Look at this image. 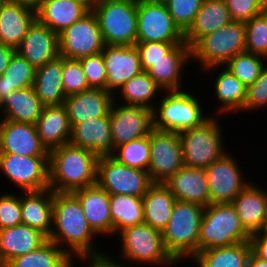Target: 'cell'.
Here are the masks:
<instances>
[{"label":"cell","mask_w":267,"mask_h":267,"mask_svg":"<svg viewBox=\"0 0 267 267\" xmlns=\"http://www.w3.org/2000/svg\"><path fill=\"white\" fill-rule=\"evenodd\" d=\"M245 22L232 21L214 32L202 36L191 47V60H197L202 70L224 66L232 57L245 52Z\"/></svg>","instance_id":"52a82bcc"},{"label":"cell","mask_w":267,"mask_h":267,"mask_svg":"<svg viewBox=\"0 0 267 267\" xmlns=\"http://www.w3.org/2000/svg\"><path fill=\"white\" fill-rule=\"evenodd\" d=\"M0 170L22 192L49 188V156L0 153Z\"/></svg>","instance_id":"4fadbf2b"},{"label":"cell","mask_w":267,"mask_h":267,"mask_svg":"<svg viewBox=\"0 0 267 267\" xmlns=\"http://www.w3.org/2000/svg\"><path fill=\"white\" fill-rule=\"evenodd\" d=\"M264 10L267 9V0H255Z\"/></svg>","instance_id":"680465c9"},{"label":"cell","mask_w":267,"mask_h":267,"mask_svg":"<svg viewBox=\"0 0 267 267\" xmlns=\"http://www.w3.org/2000/svg\"><path fill=\"white\" fill-rule=\"evenodd\" d=\"M265 60L267 58L245 51L232 57L224 66H213L204 70L210 72L211 69L215 71V68L225 67L248 88L260 76Z\"/></svg>","instance_id":"60d3db41"},{"label":"cell","mask_w":267,"mask_h":267,"mask_svg":"<svg viewBox=\"0 0 267 267\" xmlns=\"http://www.w3.org/2000/svg\"><path fill=\"white\" fill-rule=\"evenodd\" d=\"M250 244L252 252L267 261V232L261 231L251 235Z\"/></svg>","instance_id":"f5cc1de1"},{"label":"cell","mask_w":267,"mask_h":267,"mask_svg":"<svg viewBox=\"0 0 267 267\" xmlns=\"http://www.w3.org/2000/svg\"><path fill=\"white\" fill-rule=\"evenodd\" d=\"M114 100L115 94L99 88H90L68 95L63 105L66 108L71 128L89 119L108 115Z\"/></svg>","instance_id":"ffe728a7"},{"label":"cell","mask_w":267,"mask_h":267,"mask_svg":"<svg viewBox=\"0 0 267 267\" xmlns=\"http://www.w3.org/2000/svg\"><path fill=\"white\" fill-rule=\"evenodd\" d=\"M43 108L44 105L36 95L33 86L12 91L0 102L2 120L22 123L36 124Z\"/></svg>","instance_id":"1f68e13d"},{"label":"cell","mask_w":267,"mask_h":267,"mask_svg":"<svg viewBox=\"0 0 267 267\" xmlns=\"http://www.w3.org/2000/svg\"><path fill=\"white\" fill-rule=\"evenodd\" d=\"M116 99L109 111L114 148L147 136L154 129L153 110L144 106L120 105L115 102Z\"/></svg>","instance_id":"9a60e30c"},{"label":"cell","mask_w":267,"mask_h":267,"mask_svg":"<svg viewBox=\"0 0 267 267\" xmlns=\"http://www.w3.org/2000/svg\"><path fill=\"white\" fill-rule=\"evenodd\" d=\"M175 202V196L163 183H154L142 197L144 223L162 232Z\"/></svg>","instance_id":"836d02e7"},{"label":"cell","mask_w":267,"mask_h":267,"mask_svg":"<svg viewBox=\"0 0 267 267\" xmlns=\"http://www.w3.org/2000/svg\"><path fill=\"white\" fill-rule=\"evenodd\" d=\"M165 93L159 100L160 104L153 109L154 129L180 133L201 126L210 118L204 116L201 103L189 91L171 90Z\"/></svg>","instance_id":"8992f818"},{"label":"cell","mask_w":267,"mask_h":267,"mask_svg":"<svg viewBox=\"0 0 267 267\" xmlns=\"http://www.w3.org/2000/svg\"><path fill=\"white\" fill-rule=\"evenodd\" d=\"M251 252L250 241H246L200 251L192 258V262L194 260L199 267H248Z\"/></svg>","instance_id":"e575fe53"},{"label":"cell","mask_w":267,"mask_h":267,"mask_svg":"<svg viewBox=\"0 0 267 267\" xmlns=\"http://www.w3.org/2000/svg\"><path fill=\"white\" fill-rule=\"evenodd\" d=\"M73 1L83 2L91 10L96 0H73Z\"/></svg>","instance_id":"6f0895ef"},{"label":"cell","mask_w":267,"mask_h":267,"mask_svg":"<svg viewBox=\"0 0 267 267\" xmlns=\"http://www.w3.org/2000/svg\"><path fill=\"white\" fill-rule=\"evenodd\" d=\"M90 9L73 0H45L36 10V19L58 35L86 15Z\"/></svg>","instance_id":"f546056e"},{"label":"cell","mask_w":267,"mask_h":267,"mask_svg":"<svg viewBox=\"0 0 267 267\" xmlns=\"http://www.w3.org/2000/svg\"><path fill=\"white\" fill-rule=\"evenodd\" d=\"M118 235L123 261L144 263L147 265L175 266L177 262L167 252L160 230L142 223L121 230Z\"/></svg>","instance_id":"9c48e42d"},{"label":"cell","mask_w":267,"mask_h":267,"mask_svg":"<svg viewBox=\"0 0 267 267\" xmlns=\"http://www.w3.org/2000/svg\"><path fill=\"white\" fill-rule=\"evenodd\" d=\"M98 156L89 149L67 143L49 151V188L74 192L97 183Z\"/></svg>","instance_id":"7a4b0ae2"},{"label":"cell","mask_w":267,"mask_h":267,"mask_svg":"<svg viewBox=\"0 0 267 267\" xmlns=\"http://www.w3.org/2000/svg\"><path fill=\"white\" fill-rule=\"evenodd\" d=\"M96 235L88 224L78 197L72 192H54L53 228L48 240L73 259L104 254L93 245Z\"/></svg>","instance_id":"6da1fadb"},{"label":"cell","mask_w":267,"mask_h":267,"mask_svg":"<svg viewBox=\"0 0 267 267\" xmlns=\"http://www.w3.org/2000/svg\"><path fill=\"white\" fill-rule=\"evenodd\" d=\"M185 42L163 0H137L136 42Z\"/></svg>","instance_id":"8fae6325"},{"label":"cell","mask_w":267,"mask_h":267,"mask_svg":"<svg viewBox=\"0 0 267 267\" xmlns=\"http://www.w3.org/2000/svg\"><path fill=\"white\" fill-rule=\"evenodd\" d=\"M174 23L184 33L192 24L204 0H163Z\"/></svg>","instance_id":"ee69618b"},{"label":"cell","mask_w":267,"mask_h":267,"mask_svg":"<svg viewBox=\"0 0 267 267\" xmlns=\"http://www.w3.org/2000/svg\"><path fill=\"white\" fill-rule=\"evenodd\" d=\"M79 199L89 226L97 235H114L110 194L97 183L73 192Z\"/></svg>","instance_id":"7402d4cb"},{"label":"cell","mask_w":267,"mask_h":267,"mask_svg":"<svg viewBox=\"0 0 267 267\" xmlns=\"http://www.w3.org/2000/svg\"><path fill=\"white\" fill-rule=\"evenodd\" d=\"M217 76L213 88L215 89L214 95L221 105L216 113L223 115L232 111L239 113V110L242 111L244 108L247 87L226 68L221 70Z\"/></svg>","instance_id":"d590c367"},{"label":"cell","mask_w":267,"mask_h":267,"mask_svg":"<svg viewBox=\"0 0 267 267\" xmlns=\"http://www.w3.org/2000/svg\"><path fill=\"white\" fill-rule=\"evenodd\" d=\"M11 1L29 7L36 11L43 4L45 0H11Z\"/></svg>","instance_id":"11a10c76"},{"label":"cell","mask_w":267,"mask_h":267,"mask_svg":"<svg viewBox=\"0 0 267 267\" xmlns=\"http://www.w3.org/2000/svg\"><path fill=\"white\" fill-rule=\"evenodd\" d=\"M245 51L267 58V9L245 22Z\"/></svg>","instance_id":"7bdbcfd3"},{"label":"cell","mask_w":267,"mask_h":267,"mask_svg":"<svg viewBox=\"0 0 267 267\" xmlns=\"http://www.w3.org/2000/svg\"><path fill=\"white\" fill-rule=\"evenodd\" d=\"M201 126L179 133L186 167L206 169L226 154L223 133L216 116L209 115Z\"/></svg>","instance_id":"ba28073f"},{"label":"cell","mask_w":267,"mask_h":267,"mask_svg":"<svg viewBox=\"0 0 267 267\" xmlns=\"http://www.w3.org/2000/svg\"><path fill=\"white\" fill-rule=\"evenodd\" d=\"M35 20V10L7 0L0 12V42L16 49Z\"/></svg>","instance_id":"83f0119b"},{"label":"cell","mask_w":267,"mask_h":267,"mask_svg":"<svg viewBox=\"0 0 267 267\" xmlns=\"http://www.w3.org/2000/svg\"><path fill=\"white\" fill-rule=\"evenodd\" d=\"M36 68L18 53H14L7 69L0 76V102L12 91L33 86Z\"/></svg>","instance_id":"ab89813d"},{"label":"cell","mask_w":267,"mask_h":267,"mask_svg":"<svg viewBox=\"0 0 267 267\" xmlns=\"http://www.w3.org/2000/svg\"><path fill=\"white\" fill-rule=\"evenodd\" d=\"M263 231L267 232V211H266V219H265V222H264Z\"/></svg>","instance_id":"91938a15"},{"label":"cell","mask_w":267,"mask_h":267,"mask_svg":"<svg viewBox=\"0 0 267 267\" xmlns=\"http://www.w3.org/2000/svg\"><path fill=\"white\" fill-rule=\"evenodd\" d=\"M232 22L225 0H204L190 27L184 32V41L192 47L202 36Z\"/></svg>","instance_id":"4dcf8cb0"},{"label":"cell","mask_w":267,"mask_h":267,"mask_svg":"<svg viewBox=\"0 0 267 267\" xmlns=\"http://www.w3.org/2000/svg\"><path fill=\"white\" fill-rule=\"evenodd\" d=\"M189 59H192L191 47L186 42L176 44L147 73L164 92L182 90L183 67Z\"/></svg>","instance_id":"cb8c5ba5"},{"label":"cell","mask_w":267,"mask_h":267,"mask_svg":"<svg viewBox=\"0 0 267 267\" xmlns=\"http://www.w3.org/2000/svg\"><path fill=\"white\" fill-rule=\"evenodd\" d=\"M117 91L120 93L123 105L144 106L153 110L156 105H153L154 101L151 100H154L156 94L158 96L162 89L148 75L147 71H141L125 82Z\"/></svg>","instance_id":"f35d334b"},{"label":"cell","mask_w":267,"mask_h":267,"mask_svg":"<svg viewBox=\"0 0 267 267\" xmlns=\"http://www.w3.org/2000/svg\"><path fill=\"white\" fill-rule=\"evenodd\" d=\"M98 19L92 9L59 34V56L79 60L103 51Z\"/></svg>","instance_id":"7c38bea8"},{"label":"cell","mask_w":267,"mask_h":267,"mask_svg":"<svg viewBox=\"0 0 267 267\" xmlns=\"http://www.w3.org/2000/svg\"><path fill=\"white\" fill-rule=\"evenodd\" d=\"M231 203H213L204 207L199 231L198 252L250 241Z\"/></svg>","instance_id":"277c9868"},{"label":"cell","mask_w":267,"mask_h":267,"mask_svg":"<svg viewBox=\"0 0 267 267\" xmlns=\"http://www.w3.org/2000/svg\"><path fill=\"white\" fill-rule=\"evenodd\" d=\"M248 267H267V261L257 257L251 252L248 260Z\"/></svg>","instance_id":"9f6ffc18"},{"label":"cell","mask_w":267,"mask_h":267,"mask_svg":"<svg viewBox=\"0 0 267 267\" xmlns=\"http://www.w3.org/2000/svg\"><path fill=\"white\" fill-rule=\"evenodd\" d=\"M90 88L107 90V72L102 52L79 59Z\"/></svg>","instance_id":"bcb514c9"},{"label":"cell","mask_w":267,"mask_h":267,"mask_svg":"<svg viewBox=\"0 0 267 267\" xmlns=\"http://www.w3.org/2000/svg\"><path fill=\"white\" fill-rule=\"evenodd\" d=\"M238 165L234 156L226 153L205 169L210 192V204L231 203L250 183L242 178V170Z\"/></svg>","instance_id":"2e32d148"},{"label":"cell","mask_w":267,"mask_h":267,"mask_svg":"<svg viewBox=\"0 0 267 267\" xmlns=\"http://www.w3.org/2000/svg\"><path fill=\"white\" fill-rule=\"evenodd\" d=\"M204 206L194 202L176 200L166 228L162 231L163 244L167 252L179 264L190 260L198 253L199 231Z\"/></svg>","instance_id":"3957f363"},{"label":"cell","mask_w":267,"mask_h":267,"mask_svg":"<svg viewBox=\"0 0 267 267\" xmlns=\"http://www.w3.org/2000/svg\"><path fill=\"white\" fill-rule=\"evenodd\" d=\"M176 200L194 202L207 206L210 204V192L205 169L183 166L163 183Z\"/></svg>","instance_id":"603a6c76"},{"label":"cell","mask_w":267,"mask_h":267,"mask_svg":"<svg viewBox=\"0 0 267 267\" xmlns=\"http://www.w3.org/2000/svg\"><path fill=\"white\" fill-rule=\"evenodd\" d=\"M0 153L23 156H49L41 143L35 124L0 121Z\"/></svg>","instance_id":"ac0fdd59"},{"label":"cell","mask_w":267,"mask_h":267,"mask_svg":"<svg viewBox=\"0 0 267 267\" xmlns=\"http://www.w3.org/2000/svg\"><path fill=\"white\" fill-rule=\"evenodd\" d=\"M35 125L41 143L48 151L70 141L71 125L64 105L44 106Z\"/></svg>","instance_id":"f1b7e54d"},{"label":"cell","mask_w":267,"mask_h":267,"mask_svg":"<svg viewBox=\"0 0 267 267\" xmlns=\"http://www.w3.org/2000/svg\"><path fill=\"white\" fill-rule=\"evenodd\" d=\"M97 184L110 195L143 197L154 184L148 171L129 167L111 156L97 161Z\"/></svg>","instance_id":"30bf717a"},{"label":"cell","mask_w":267,"mask_h":267,"mask_svg":"<svg viewBox=\"0 0 267 267\" xmlns=\"http://www.w3.org/2000/svg\"><path fill=\"white\" fill-rule=\"evenodd\" d=\"M69 143L89 149L98 157L111 156L115 148L111 136L109 114L74 125L71 128Z\"/></svg>","instance_id":"44dd1931"},{"label":"cell","mask_w":267,"mask_h":267,"mask_svg":"<svg viewBox=\"0 0 267 267\" xmlns=\"http://www.w3.org/2000/svg\"><path fill=\"white\" fill-rule=\"evenodd\" d=\"M102 55L107 72V90L115 96V90H119L125 82L143 71L135 45H105Z\"/></svg>","instance_id":"e0dca14e"},{"label":"cell","mask_w":267,"mask_h":267,"mask_svg":"<svg viewBox=\"0 0 267 267\" xmlns=\"http://www.w3.org/2000/svg\"><path fill=\"white\" fill-rule=\"evenodd\" d=\"M63 57L58 56L35 72L34 90L44 106H60L67 95L62 82Z\"/></svg>","instance_id":"d6a6232c"},{"label":"cell","mask_w":267,"mask_h":267,"mask_svg":"<svg viewBox=\"0 0 267 267\" xmlns=\"http://www.w3.org/2000/svg\"><path fill=\"white\" fill-rule=\"evenodd\" d=\"M16 53L37 69L59 56V35L36 19Z\"/></svg>","instance_id":"d6986e66"},{"label":"cell","mask_w":267,"mask_h":267,"mask_svg":"<svg viewBox=\"0 0 267 267\" xmlns=\"http://www.w3.org/2000/svg\"><path fill=\"white\" fill-rule=\"evenodd\" d=\"M22 224L39 230L49 238L53 228V196L50 188L21 193Z\"/></svg>","instance_id":"484cf974"},{"label":"cell","mask_w":267,"mask_h":267,"mask_svg":"<svg viewBox=\"0 0 267 267\" xmlns=\"http://www.w3.org/2000/svg\"><path fill=\"white\" fill-rule=\"evenodd\" d=\"M110 215L114 234L144 223L142 197L110 195Z\"/></svg>","instance_id":"8d00e7d4"},{"label":"cell","mask_w":267,"mask_h":267,"mask_svg":"<svg viewBox=\"0 0 267 267\" xmlns=\"http://www.w3.org/2000/svg\"><path fill=\"white\" fill-rule=\"evenodd\" d=\"M92 11L105 45H136L137 0H96Z\"/></svg>","instance_id":"5b68a950"},{"label":"cell","mask_w":267,"mask_h":267,"mask_svg":"<svg viewBox=\"0 0 267 267\" xmlns=\"http://www.w3.org/2000/svg\"><path fill=\"white\" fill-rule=\"evenodd\" d=\"M267 107V65L262 68L257 80L247 88V97L242 111H251Z\"/></svg>","instance_id":"681fc988"},{"label":"cell","mask_w":267,"mask_h":267,"mask_svg":"<svg viewBox=\"0 0 267 267\" xmlns=\"http://www.w3.org/2000/svg\"><path fill=\"white\" fill-rule=\"evenodd\" d=\"M79 261L85 262L88 261L89 266L90 267H128V265L126 266L125 264H123V261H121V263L115 259H113L112 257L109 256V254H101V255H95V256H81L78 257ZM75 259H72L71 261V266L70 267H74V261ZM74 261V262H73Z\"/></svg>","instance_id":"816d5d0a"},{"label":"cell","mask_w":267,"mask_h":267,"mask_svg":"<svg viewBox=\"0 0 267 267\" xmlns=\"http://www.w3.org/2000/svg\"><path fill=\"white\" fill-rule=\"evenodd\" d=\"M111 157L121 164L148 171V166L150 163L149 135L134 139L115 147Z\"/></svg>","instance_id":"b9f144b4"},{"label":"cell","mask_w":267,"mask_h":267,"mask_svg":"<svg viewBox=\"0 0 267 267\" xmlns=\"http://www.w3.org/2000/svg\"><path fill=\"white\" fill-rule=\"evenodd\" d=\"M232 21L247 22L264 9L255 0H225Z\"/></svg>","instance_id":"f907efd6"},{"label":"cell","mask_w":267,"mask_h":267,"mask_svg":"<svg viewBox=\"0 0 267 267\" xmlns=\"http://www.w3.org/2000/svg\"><path fill=\"white\" fill-rule=\"evenodd\" d=\"M6 1H7V0H0V12H1L2 6L4 5V3H5Z\"/></svg>","instance_id":"94428289"},{"label":"cell","mask_w":267,"mask_h":267,"mask_svg":"<svg viewBox=\"0 0 267 267\" xmlns=\"http://www.w3.org/2000/svg\"><path fill=\"white\" fill-rule=\"evenodd\" d=\"M62 82L67 96L90 89L79 60L63 57Z\"/></svg>","instance_id":"f6af8a7d"},{"label":"cell","mask_w":267,"mask_h":267,"mask_svg":"<svg viewBox=\"0 0 267 267\" xmlns=\"http://www.w3.org/2000/svg\"><path fill=\"white\" fill-rule=\"evenodd\" d=\"M148 173L153 183H164L184 166L179 133L153 129Z\"/></svg>","instance_id":"5bb4252c"},{"label":"cell","mask_w":267,"mask_h":267,"mask_svg":"<svg viewBox=\"0 0 267 267\" xmlns=\"http://www.w3.org/2000/svg\"><path fill=\"white\" fill-rule=\"evenodd\" d=\"M254 184L249 183L231 202L250 235L263 231L267 211V192Z\"/></svg>","instance_id":"d4e9b609"},{"label":"cell","mask_w":267,"mask_h":267,"mask_svg":"<svg viewBox=\"0 0 267 267\" xmlns=\"http://www.w3.org/2000/svg\"><path fill=\"white\" fill-rule=\"evenodd\" d=\"M15 52L16 49L4 45L0 42V76H2L4 71L7 69L9 62Z\"/></svg>","instance_id":"db71d44e"},{"label":"cell","mask_w":267,"mask_h":267,"mask_svg":"<svg viewBox=\"0 0 267 267\" xmlns=\"http://www.w3.org/2000/svg\"><path fill=\"white\" fill-rule=\"evenodd\" d=\"M22 224L21 196L0 194V230Z\"/></svg>","instance_id":"7dc6e473"},{"label":"cell","mask_w":267,"mask_h":267,"mask_svg":"<svg viewBox=\"0 0 267 267\" xmlns=\"http://www.w3.org/2000/svg\"><path fill=\"white\" fill-rule=\"evenodd\" d=\"M47 240L39 230L24 224L0 230V267L15 257L38 249Z\"/></svg>","instance_id":"4316f807"},{"label":"cell","mask_w":267,"mask_h":267,"mask_svg":"<svg viewBox=\"0 0 267 267\" xmlns=\"http://www.w3.org/2000/svg\"><path fill=\"white\" fill-rule=\"evenodd\" d=\"M72 259L53 241L38 249L11 259L4 267H70Z\"/></svg>","instance_id":"74e56055"},{"label":"cell","mask_w":267,"mask_h":267,"mask_svg":"<svg viewBox=\"0 0 267 267\" xmlns=\"http://www.w3.org/2000/svg\"><path fill=\"white\" fill-rule=\"evenodd\" d=\"M183 42H136L140 55V63L143 71H147L176 45Z\"/></svg>","instance_id":"c3c4849f"}]
</instances>
